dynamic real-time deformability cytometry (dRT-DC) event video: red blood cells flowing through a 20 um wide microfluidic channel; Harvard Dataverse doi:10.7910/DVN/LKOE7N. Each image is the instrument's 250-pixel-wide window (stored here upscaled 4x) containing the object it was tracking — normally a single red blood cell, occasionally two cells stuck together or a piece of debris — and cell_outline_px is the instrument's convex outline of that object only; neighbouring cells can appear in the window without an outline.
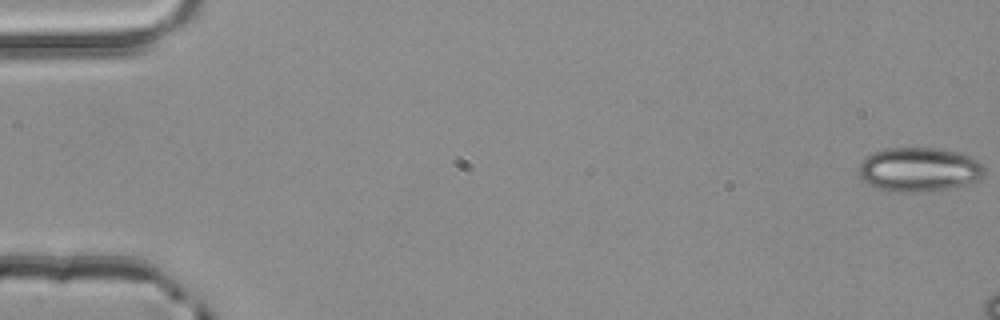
{"species": "common noctule bat (a hibernating species)", "species_latin": "Nyctalus noctula", "temperature_condition": "room temperature", "stored_images_in_passage": 3, "camera_frame_rate_fps": 3000, "um_per_image_px": 0.085, "animal": {"sex": "male", "body_mass_g": 20.4}, "frame": {"image": 1, "passage_image": 1, "time_ms": 0.0, "image_size_px": [1000, 320], "cell_outline_px": [[984, 172], [976, 180], [964, 184], [948, 188], [920, 192], [896, 192], [876, 188], [868, 184], [860, 176], [860, 164], [864, 156], [872, 152], [888, 148], [932, 148], [956, 152], [968, 156], [976, 160], [984, 168]], "centroid_in_image_um": [78.05, 14.41], "position_along_channel_um": 7.0, "area_um2": 31.91}}